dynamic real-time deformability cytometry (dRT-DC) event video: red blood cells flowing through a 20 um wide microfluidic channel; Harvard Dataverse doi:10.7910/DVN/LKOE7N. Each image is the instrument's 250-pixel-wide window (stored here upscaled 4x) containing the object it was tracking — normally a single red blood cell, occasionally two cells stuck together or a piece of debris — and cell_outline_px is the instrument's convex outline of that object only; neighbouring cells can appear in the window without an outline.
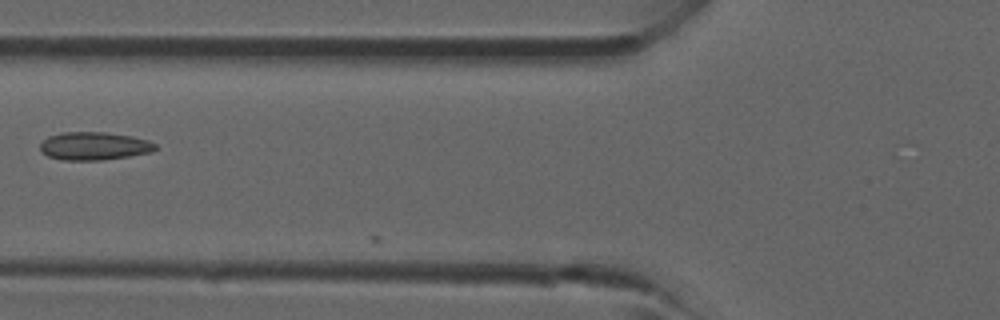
{"species": "common noctule bat (a hibernating species)", "species_latin": "Nyctalus noctula", "temperature_condition": "room temperature", "stored_images_in_passage": 4, "camera_frame_rate_fps": 3000, "um_per_image_px": 0.085, "animal": {"sex": "male", "forearm_length_mm": 52.5}, "frame": {"image": 1, "passage_image": 4, "time_ms": 3.667, "image_size_px": [1000, 320], "cell_outline_px": [[156, 148], [152, 152], [104, 160], [64, 160], [48, 156], [40, 152], [40, 144], [48, 136], [64, 132], [104, 132], [132, 136], [148, 140], [156, 144]], "centroid_in_image_um": [7.99, 12.41], "position_along_channel_um": 117.8, "area_um2": 18.84}}